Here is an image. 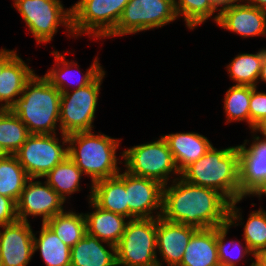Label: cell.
<instances>
[{
    "instance_id": "10",
    "label": "cell",
    "mask_w": 266,
    "mask_h": 266,
    "mask_svg": "<svg viewBox=\"0 0 266 266\" xmlns=\"http://www.w3.org/2000/svg\"><path fill=\"white\" fill-rule=\"evenodd\" d=\"M57 134H30L14 153L29 178H43L68 156V137Z\"/></svg>"
},
{
    "instance_id": "16",
    "label": "cell",
    "mask_w": 266,
    "mask_h": 266,
    "mask_svg": "<svg viewBox=\"0 0 266 266\" xmlns=\"http://www.w3.org/2000/svg\"><path fill=\"white\" fill-rule=\"evenodd\" d=\"M34 232L30 222L17 220L0 227L2 266H27L34 256Z\"/></svg>"
},
{
    "instance_id": "12",
    "label": "cell",
    "mask_w": 266,
    "mask_h": 266,
    "mask_svg": "<svg viewBox=\"0 0 266 266\" xmlns=\"http://www.w3.org/2000/svg\"><path fill=\"white\" fill-rule=\"evenodd\" d=\"M252 143L244 140L237 145L239 152V186L240 200L266 195V139L256 135L253 131ZM251 144H250V143ZM249 147H246V146Z\"/></svg>"
},
{
    "instance_id": "37",
    "label": "cell",
    "mask_w": 266,
    "mask_h": 266,
    "mask_svg": "<svg viewBox=\"0 0 266 266\" xmlns=\"http://www.w3.org/2000/svg\"><path fill=\"white\" fill-rule=\"evenodd\" d=\"M212 5L221 12L223 9L230 7L234 3L240 2L241 0H210Z\"/></svg>"
},
{
    "instance_id": "11",
    "label": "cell",
    "mask_w": 266,
    "mask_h": 266,
    "mask_svg": "<svg viewBox=\"0 0 266 266\" xmlns=\"http://www.w3.org/2000/svg\"><path fill=\"white\" fill-rule=\"evenodd\" d=\"M177 18L175 0H129L116 28L106 38L162 28Z\"/></svg>"
},
{
    "instance_id": "27",
    "label": "cell",
    "mask_w": 266,
    "mask_h": 266,
    "mask_svg": "<svg viewBox=\"0 0 266 266\" xmlns=\"http://www.w3.org/2000/svg\"><path fill=\"white\" fill-rule=\"evenodd\" d=\"M82 176H84L83 172L67 156L43 178L66 202L72 194L81 191L80 181L83 178Z\"/></svg>"
},
{
    "instance_id": "32",
    "label": "cell",
    "mask_w": 266,
    "mask_h": 266,
    "mask_svg": "<svg viewBox=\"0 0 266 266\" xmlns=\"http://www.w3.org/2000/svg\"><path fill=\"white\" fill-rule=\"evenodd\" d=\"M251 97V86L234 85L231 86L224 96V113L226 124L232 122H247L250 128L249 104Z\"/></svg>"
},
{
    "instance_id": "1",
    "label": "cell",
    "mask_w": 266,
    "mask_h": 266,
    "mask_svg": "<svg viewBox=\"0 0 266 266\" xmlns=\"http://www.w3.org/2000/svg\"><path fill=\"white\" fill-rule=\"evenodd\" d=\"M229 204L218 191L179 177L163 186L161 218L197 229L220 227L228 223Z\"/></svg>"
},
{
    "instance_id": "38",
    "label": "cell",
    "mask_w": 266,
    "mask_h": 266,
    "mask_svg": "<svg viewBox=\"0 0 266 266\" xmlns=\"http://www.w3.org/2000/svg\"><path fill=\"white\" fill-rule=\"evenodd\" d=\"M254 133L262 135V138L266 139V117L260 120L252 130Z\"/></svg>"
},
{
    "instance_id": "31",
    "label": "cell",
    "mask_w": 266,
    "mask_h": 266,
    "mask_svg": "<svg viewBox=\"0 0 266 266\" xmlns=\"http://www.w3.org/2000/svg\"><path fill=\"white\" fill-rule=\"evenodd\" d=\"M30 133L27 126L9 109H0V149L4 154H14Z\"/></svg>"
},
{
    "instance_id": "2",
    "label": "cell",
    "mask_w": 266,
    "mask_h": 266,
    "mask_svg": "<svg viewBox=\"0 0 266 266\" xmlns=\"http://www.w3.org/2000/svg\"><path fill=\"white\" fill-rule=\"evenodd\" d=\"M60 98L61 92L55 86L44 76L34 74L9 110L27 126L30 134H56L57 131L60 134Z\"/></svg>"
},
{
    "instance_id": "29",
    "label": "cell",
    "mask_w": 266,
    "mask_h": 266,
    "mask_svg": "<svg viewBox=\"0 0 266 266\" xmlns=\"http://www.w3.org/2000/svg\"><path fill=\"white\" fill-rule=\"evenodd\" d=\"M29 179L14 154H4L0 158V195L17 203Z\"/></svg>"
},
{
    "instance_id": "23",
    "label": "cell",
    "mask_w": 266,
    "mask_h": 266,
    "mask_svg": "<svg viewBox=\"0 0 266 266\" xmlns=\"http://www.w3.org/2000/svg\"><path fill=\"white\" fill-rule=\"evenodd\" d=\"M242 200H235L229 204L228 209V223L226 225L216 227V242L219 263L222 266H236L241 259L249 255L254 256V254L249 250L247 244H241L239 240H226L229 229L232 226L244 225L242 222V212L241 209L236 205ZM240 221V224L239 222ZM237 223V224H236ZM237 251V252H236Z\"/></svg>"
},
{
    "instance_id": "33",
    "label": "cell",
    "mask_w": 266,
    "mask_h": 266,
    "mask_svg": "<svg viewBox=\"0 0 266 266\" xmlns=\"http://www.w3.org/2000/svg\"><path fill=\"white\" fill-rule=\"evenodd\" d=\"M175 11L178 18L183 17L189 30L204 24L212 16L211 19L217 23L220 14L210 0H175Z\"/></svg>"
},
{
    "instance_id": "24",
    "label": "cell",
    "mask_w": 266,
    "mask_h": 266,
    "mask_svg": "<svg viewBox=\"0 0 266 266\" xmlns=\"http://www.w3.org/2000/svg\"><path fill=\"white\" fill-rule=\"evenodd\" d=\"M71 266H117L116 246L86 233L71 247Z\"/></svg>"
},
{
    "instance_id": "40",
    "label": "cell",
    "mask_w": 266,
    "mask_h": 266,
    "mask_svg": "<svg viewBox=\"0 0 266 266\" xmlns=\"http://www.w3.org/2000/svg\"><path fill=\"white\" fill-rule=\"evenodd\" d=\"M246 3L252 5L253 7H257L263 11H266V0H244Z\"/></svg>"
},
{
    "instance_id": "39",
    "label": "cell",
    "mask_w": 266,
    "mask_h": 266,
    "mask_svg": "<svg viewBox=\"0 0 266 266\" xmlns=\"http://www.w3.org/2000/svg\"><path fill=\"white\" fill-rule=\"evenodd\" d=\"M264 83L266 84V48L264 47V56H263V60H262V65H261V72H260V76L258 79V83Z\"/></svg>"
},
{
    "instance_id": "8",
    "label": "cell",
    "mask_w": 266,
    "mask_h": 266,
    "mask_svg": "<svg viewBox=\"0 0 266 266\" xmlns=\"http://www.w3.org/2000/svg\"><path fill=\"white\" fill-rule=\"evenodd\" d=\"M105 73L103 70L85 87L61 93L59 118L62 134L93 131L96 108Z\"/></svg>"
},
{
    "instance_id": "34",
    "label": "cell",
    "mask_w": 266,
    "mask_h": 266,
    "mask_svg": "<svg viewBox=\"0 0 266 266\" xmlns=\"http://www.w3.org/2000/svg\"><path fill=\"white\" fill-rule=\"evenodd\" d=\"M243 226V240L249 250L256 256L266 249V211L261 208L248 215Z\"/></svg>"
},
{
    "instance_id": "25",
    "label": "cell",
    "mask_w": 266,
    "mask_h": 266,
    "mask_svg": "<svg viewBox=\"0 0 266 266\" xmlns=\"http://www.w3.org/2000/svg\"><path fill=\"white\" fill-rule=\"evenodd\" d=\"M220 265L216 242V227L197 229L190 238L179 266Z\"/></svg>"
},
{
    "instance_id": "44",
    "label": "cell",
    "mask_w": 266,
    "mask_h": 266,
    "mask_svg": "<svg viewBox=\"0 0 266 266\" xmlns=\"http://www.w3.org/2000/svg\"><path fill=\"white\" fill-rule=\"evenodd\" d=\"M4 155L3 151L0 149V158Z\"/></svg>"
},
{
    "instance_id": "30",
    "label": "cell",
    "mask_w": 266,
    "mask_h": 266,
    "mask_svg": "<svg viewBox=\"0 0 266 266\" xmlns=\"http://www.w3.org/2000/svg\"><path fill=\"white\" fill-rule=\"evenodd\" d=\"M46 224L70 248L75 246L86 234V222L82 212L65 210L50 218Z\"/></svg>"
},
{
    "instance_id": "13",
    "label": "cell",
    "mask_w": 266,
    "mask_h": 266,
    "mask_svg": "<svg viewBox=\"0 0 266 266\" xmlns=\"http://www.w3.org/2000/svg\"><path fill=\"white\" fill-rule=\"evenodd\" d=\"M30 178L16 203L18 220L29 222L28 217H41L46 223L56 214L65 211V200L46 182Z\"/></svg>"
},
{
    "instance_id": "43",
    "label": "cell",
    "mask_w": 266,
    "mask_h": 266,
    "mask_svg": "<svg viewBox=\"0 0 266 266\" xmlns=\"http://www.w3.org/2000/svg\"><path fill=\"white\" fill-rule=\"evenodd\" d=\"M164 263L160 261H156L154 263L148 264L147 266H163Z\"/></svg>"
},
{
    "instance_id": "28",
    "label": "cell",
    "mask_w": 266,
    "mask_h": 266,
    "mask_svg": "<svg viewBox=\"0 0 266 266\" xmlns=\"http://www.w3.org/2000/svg\"><path fill=\"white\" fill-rule=\"evenodd\" d=\"M264 48L256 53H239L226 66L229 78L235 85L258 86Z\"/></svg>"
},
{
    "instance_id": "3",
    "label": "cell",
    "mask_w": 266,
    "mask_h": 266,
    "mask_svg": "<svg viewBox=\"0 0 266 266\" xmlns=\"http://www.w3.org/2000/svg\"><path fill=\"white\" fill-rule=\"evenodd\" d=\"M180 177L191 184L218 191L230 203L240 200L237 146L217 149L212 145L204 156L188 165Z\"/></svg>"
},
{
    "instance_id": "17",
    "label": "cell",
    "mask_w": 266,
    "mask_h": 266,
    "mask_svg": "<svg viewBox=\"0 0 266 266\" xmlns=\"http://www.w3.org/2000/svg\"><path fill=\"white\" fill-rule=\"evenodd\" d=\"M216 24L243 38L266 36V11L241 0L223 9Z\"/></svg>"
},
{
    "instance_id": "14",
    "label": "cell",
    "mask_w": 266,
    "mask_h": 266,
    "mask_svg": "<svg viewBox=\"0 0 266 266\" xmlns=\"http://www.w3.org/2000/svg\"><path fill=\"white\" fill-rule=\"evenodd\" d=\"M163 186L160 182L126 171L128 218H158L162 214Z\"/></svg>"
},
{
    "instance_id": "7",
    "label": "cell",
    "mask_w": 266,
    "mask_h": 266,
    "mask_svg": "<svg viewBox=\"0 0 266 266\" xmlns=\"http://www.w3.org/2000/svg\"><path fill=\"white\" fill-rule=\"evenodd\" d=\"M129 0H78L71 6L74 37L103 40L116 28Z\"/></svg>"
},
{
    "instance_id": "5",
    "label": "cell",
    "mask_w": 266,
    "mask_h": 266,
    "mask_svg": "<svg viewBox=\"0 0 266 266\" xmlns=\"http://www.w3.org/2000/svg\"><path fill=\"white\" fill-rule=\"evenodd\" d=\"M158 140L134 145L122 152L125 171L150 178L167 185L180 177L167 141L162 135ZM176 177H173L175 176ZM172 178V179H171ZM174 178V179H173Z\"/></svg>"
},
{
    "instance_id": "9",
    "label": "cell",
    "mask_w": 266,
    "mask_h": 266,
    "mask_svg": "<svg viewBox=\"0 0 266 266\" xmlns=\"http://www.w3.org/2000/svg\"><path fill=\"white\" fill-rule=\"evenodd\" d=\"M157 261V218L130 219L116 245L117 266H147Z\"/></svg>"
},
{
    "instance_id": "6",
    "label": "cell",
    "mask_w": 266,
    "mask_h": 266,
    "mask_svg": "<svg viewBox=\"0 0 266 266\" xmlns=\"http://www.w3.org/2000/svg\"><path fill=\"white\" fill-rule=\"evenodd\" d=\"M28 31L37 45L50 43L60 26H65L67 36L74 37L72 31V11L64 8L61 0H12Z\"/></svg>"
},
{
    "instance_id": "4",
    "label": "cell",
    "mask_w": 266,
    "mask_h": 266,
    "mask_svg": "<svg viewBox=\"0 0 266 266\" xmlns=\"http://www.w3.org/2000/svg\"><path fill=\"white\" fill-rule=\"evenodd\" d=\"M67 137L68 156L85 176L91 178V184L120 173L118 163L123 164L122 152L121 159L116 152L121 139L92 131L76 132Z\"/></svg>"
},
{
    "instance_id": "36",
    "label": "cell",
    "mask_w": 266,
    "mask_h": 266,
    "mask_svg": "<svg viewBox=\"0 0 266 266\" xmlns=\"http://www.w3.org/2000/svg\"><path fill=\"white\" fill-rule=\"evenodd\" d=\"M17 220L16 203L12 199L0 195V227Z\"/></svg>"
},
{
    "instance_id": "20",
    "label": "cell",
    "mask_w": 266,
    "mask_h": 266,
    "mask_svg": "<svg viewBox=\"0 0 266 266\" xmlns=\"http://www.w3.org/2000/svg\"><path fill=\"white\" fill-rule=\"evenodd\" d=\"M116 176L97 180L90 186L87 196L98 207L128 218L126 171Z\"/></svg>"
},
{
    "instance_id": "26",
    "label": "cell",
    "mask_w": 266,
    "mask_h": 266,
    "mask_svg": "<svg viewBox=\"0 0 266 266\" xmlns=\"http://www.w3.org/2000/svg\"><path fill=\"white\" fill-rule=\"evenodd\" d=\"M39 236L34 233L33 250H39L46 266H71V248L64 244L46 223L41 224Z\"/></svg>"
},
{
    "instance_id": "15",
    "label": "cell",
    "mask_w": 266,
    "mask_h": 266,
    "mask_svg": "<svg viewBox=\"0 0 266 266\" xmlns=\"http://www.w3.org/2000/svg\"><path fill=\"white\" fill-rule=\"evenodd\" d=\"M34 74L16 50L0 49V109H10Z\"/></svg>"
},
{
    "instance_id": "22",
    "label": "cell",
    "mask_w": 266,
    "mask_h": 266,
    "mask_svg": "<svg viewBox=\"0 0 266 266\" xmlns=\"http://www.w3.org/2000/svg\"><path fill=\"white\" fill-rule=\"evenodd\" d=\"M162 136L168 143L180 173L188 165L204 156L213 145L207 137L197 132H177Z\"/></svg>"
},
{
    "instance_id": "35",
    "label": "cell",
    "mask_w": 266,
    "mask_h": 266,
    "mask_svg": "<svg viewBox=\"0 0 266 266\" xmlns=\"http://www.w3.org/2000/svg\"><path fill=\"white\" fill-rule=\"evenodd\" d=\"M249 114L250 131H252L255 125L266 117V93L258 91V87L251 86Z\"/></svg>"
},
{
    "instance_id": "42",
    "label": "cell",
    "mask_w": 266,
    "mask_h": 266,
    "mask_svg": "<svg viewBox=\"0 0 266 266\" xmlns=\"http://www.w3.org/2000/svg\"><path fill=\"white\" fill-rule=\"evenodd\" d=\"M252 259H250L252 261V263L250 264V266H263L255 257H251ZM253 259L255 261H253Z\"/></svg>"
},
{
    "instance_id": "19",
    "label": "cell",
    "mask_w": 266,
    "mask_h": 266,
    "mask_svg": "<svg viewBox=\"0 0 266 266\" xmlns=\"http://www.w3.org/2000/svg\"><path fill=\"white\" fill-rule=\"evenodd\" d=\"M51 54H53L54 56L55 64L43 76L49 81L52 86H55L61 93L87 86L104 70L101 64L99 63L98 56L95 57L90 67L86 69L85 74H82L79 68L80 66H78L77 64L78 62L73 60L68 61L65 55L58 52V50L52 51ZM76 71L78 73L81 72L79 73L80 75L82 74L80 78L78 77L79 80H76V78L75 80L73 79V75L76 73Z\"/></svg>"
},
{
    "instance_id": "41",
    "label": "cell",
    "mask_w": 266,
    "mask_h": 266,
    "mask_svg": "<svg viewBox=\"0 0 266 266\" xmlns=\"http://www.w3.org/2000/svg\"><path fill=\"white\" fill-rule=\"evenodd\" d=\"M255 258L263 265L266 266V249L259 252Z\"/></svg>"
},
{
    "instance_id": "18",
    "label": "cell",
    "mask_w": 266,
    "mask_h": 266,
    "mask_svg": "<svg viewBox=\"0 0 266 266\" xmlns=\"http://www.w3.org/2000/svg\"><path fill=\"white\" fill-rule=\"evenodd\" d=\"M196 230L197 228L193 226L169 222L158 217L157 261L167 266H179L188 242Z\"/></svg>"
},
{
    "instance_id": "21",
    "label": "cell",
    "mask_w": 266,
    "mask_h": 266,
    "mask_svg": "<svg viewBox=\"0 0 266 266\" xmlns=\"http://www.w3.org/2000/svg\"><path fill=\"white\" fill-rule=\"evenodd\" d=\"M88 204L94 211L84 213L86 233L116 246L130 219L98 207L91 199Z\"/></svg>"
}]
</instances>
